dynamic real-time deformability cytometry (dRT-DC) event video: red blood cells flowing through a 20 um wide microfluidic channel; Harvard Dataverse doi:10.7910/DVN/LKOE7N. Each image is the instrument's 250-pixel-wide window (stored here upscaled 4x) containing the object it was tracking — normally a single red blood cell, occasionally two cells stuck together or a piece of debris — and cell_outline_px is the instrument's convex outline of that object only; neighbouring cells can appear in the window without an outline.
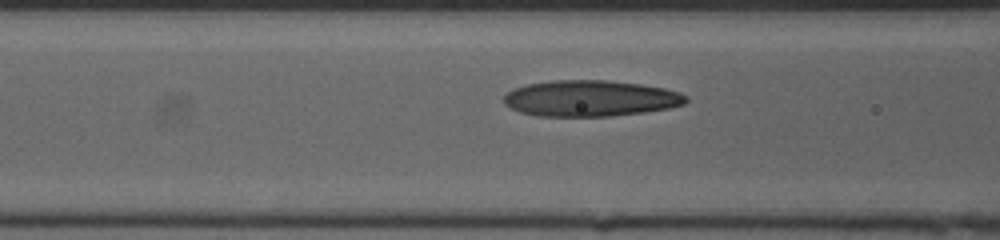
{"species": "human", "species_latin": "Homo sapiens", "temperature_condition": "cold", "stored_images_in_passage": 30, "camera_frame_rate_fps": 3000, "um_per_image_px": 0.085, "donor": {"sex": "female"}, "frame": {"image": 1, "passage_image": 12, "time_ms": 3.667, "image_size_px": [1000, 240], "cell_outline_px": [[688, 100], [684, 104], [668, 108], [644, 112], [612, 116], [536, 116], [520, 112], [504, 104], [504, 96], [512, 88], [528, 84], [552, 80], [604, 80], [640, 84], [664, 88], [680, 92], [688, 96]], "centroid_in_image_um": [50.18, 8.36], "position_along_channel_um": 116.4, "area_um2": 38.38}}
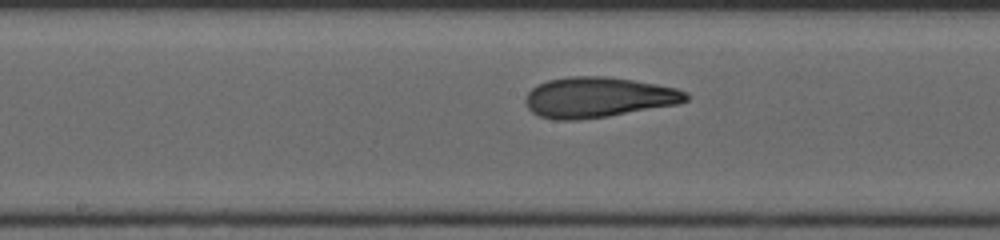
{"frame": {"image": 2, "passage_image": 18, "time_ms": 5.667, "image_size_px": [1000, 240], "cell_outline_px": [[688, 100], [680, 104], [608, 116], [576, 120], [556, 120], [540, 116], [532, 112], [528, 108], [524, 100], [528, 92], [532, 88], [548, 80], [568, 76], [608, 76], [656, 84], [676, 88], [688, 92]], "centroid_in_image_um": [50.86, 8.27], "position_along_channel_um": 197.3, "area_um2": 37.86}}
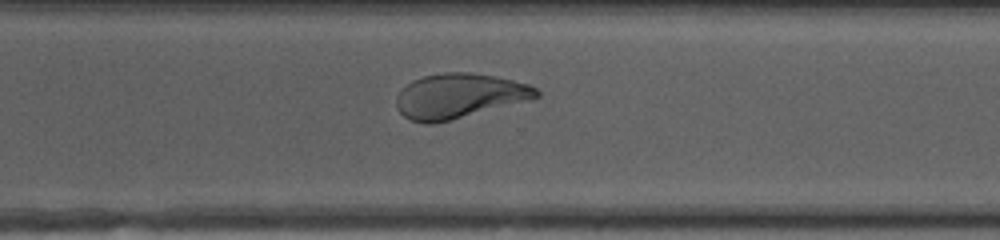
{"frame": {"image": 3, "passage_image": 28, "time_ms": 9.0, "image_size_px": [1000, 240], "cell_outline_px": [[540, 96], [532, 100], [432, 124], [424, 124], [412, 120], [404, 116], [400, 112], [396, 104], [396, 96], [412, 80], [424, 76], [444, 72], [468, 72], [496, 76], [528, 84], [536, 88], [540, 92]], "centroid_in_image_um": [39.05, 8.15], "position_along_channel_um": 331.5, "area_um2": 36.41}}